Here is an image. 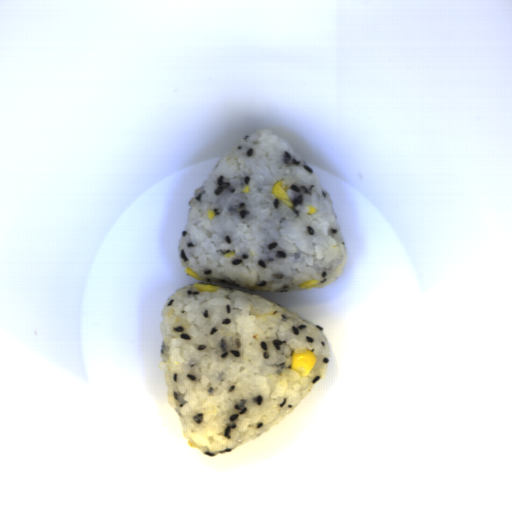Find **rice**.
<instances>
[{"mask_svg":"<svg viewBox=\"0 0 512 512\" xmlns=\"http://www.w3.org/2000/svg\"><path fill=\"white\" fill-rule=\"evenodd\" d=\"M181 286L164 303L159 347L169 404L193 448L230 451L295 409L318 383L331 346L319 326L259 295ZM317 362L301 377L292 354Z\"/></svg>","mask_w":512,"mask_h":512,"instance_id":"652b925c","label":"rice"},{"mask_svg":"<svg viewBox=\"0 0 512 512\" xmlns=\"http://www.w3.org/2000/svg\"><path fill=\"white\" fill-rule=\"evenodd\" d=\"M282 180L294 206L271 192ZM178 243L203 281L255 292H303L339 279L347 251L334 203L307 163L269 129L227 149L194 191ZM309 206L317 212L307 214ZM215 216L209 219L207 212Z\"/></svg>","mask_w":512,"mask_h":512,"instance_id":"023b6e5f","label":"rice"}]
</instances>
